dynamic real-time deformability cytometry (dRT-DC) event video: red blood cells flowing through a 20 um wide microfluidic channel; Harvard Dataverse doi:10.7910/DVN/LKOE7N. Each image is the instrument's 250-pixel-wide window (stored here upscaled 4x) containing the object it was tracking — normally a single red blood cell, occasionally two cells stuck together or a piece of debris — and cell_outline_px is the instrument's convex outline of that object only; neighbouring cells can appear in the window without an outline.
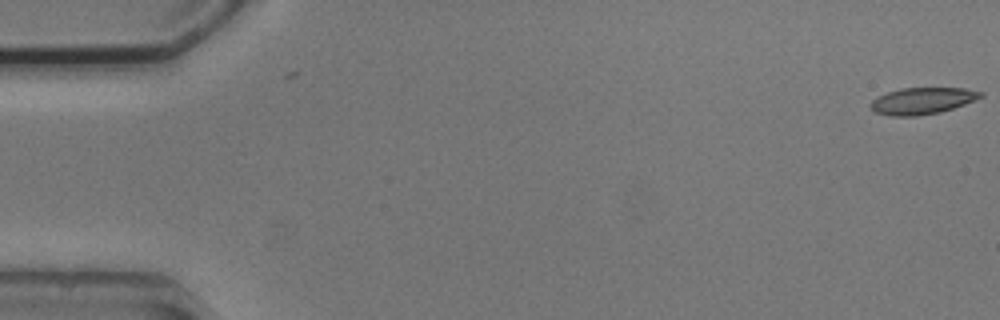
{"species": "common noctule bat (a hibernating species)", "species_latin": "Nyctalus noctula", "temperature_condition": "cold", "stored_images_in_passage": 5, "camera_frame_rate_fps": 3000, "um_per_image_px": 0.085, "animal": {"sex": "male", "body_mass_g": 20.5, "forearm_length_mm": 52.5}, "frame": {"image": 1, "passage_image": 1, "time_ms": 0.0, "image_size_px": [1000, 320], "cell_outline_px": [[984, 96], [964, 104], [940, 112], [916, 116], [892, 116], [876, 112], [868, 104], [876, 96], [900, 88], [964, 88], [984, 92]], "centroid_in_image_um": [78.38, 8.56], "position_along_channel_um": 6.6, "area_um2": 17.05}}
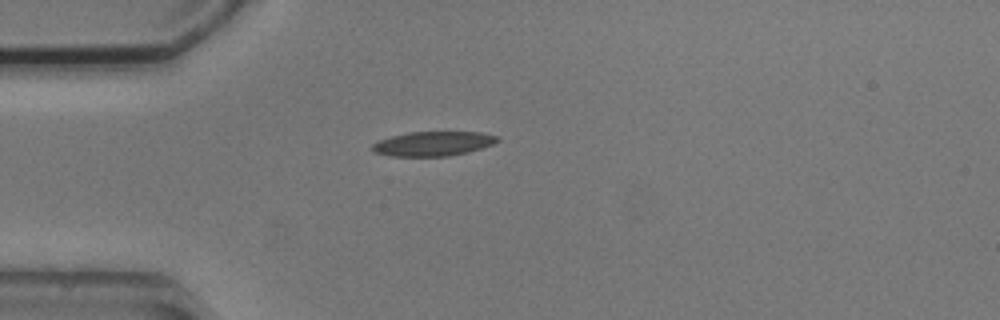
{"frame": {"image": 2, "passage_image": 5, "time_ms": 4.667, "image_size_px": [1000, 320], "cell_outline_px": [[500, 140], [492, 144], [468, 152], [448, 156], [392, 156], [372, 152], [372, 144], [380, 140], [392, 136], [408, 132], [480, 132], [500, 136]], "centroid_in_image_um": [36.82, 12.21], "position_along_channel_um": 48.2, "area_um2": 17.8}}